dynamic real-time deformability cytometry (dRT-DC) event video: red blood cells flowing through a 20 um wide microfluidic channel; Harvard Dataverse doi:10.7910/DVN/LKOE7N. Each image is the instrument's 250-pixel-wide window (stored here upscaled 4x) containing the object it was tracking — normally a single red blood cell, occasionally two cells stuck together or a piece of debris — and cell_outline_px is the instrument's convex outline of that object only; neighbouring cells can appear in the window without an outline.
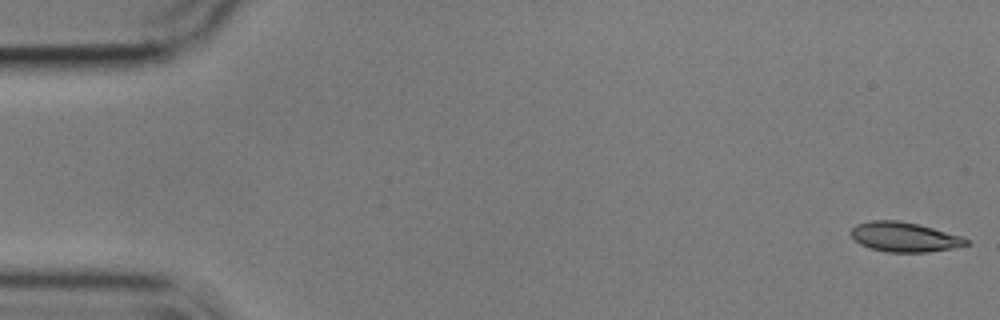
{"species": "common noctule bat (a hibernating species)", "species_latin": "Nyctalus noctula", "temperature_condition": "cold", "stored_images_in_passage": 35, "camera_frame_rate_fps": 3000, "um_per_image_px": 0.085, "animal": {"sex": "male", "body_mass_g": 17.9}, "frame": {"image": 1, "passage_image": 1, "time_ms": 0.0, "image_size_px": [1000, 320], "cell_outline_px": [[968, 244], [952, 248], [928, 252], [888, 252], [872, 248], [860, 244], [852, 236], [852, 228], [856, 224], [872, 220], [896, 220], [920, 224], [964, 236], [968, 240]], "centroid_in_image_um": [76.91, 20.13], "position_along_channel_um": 8.1, "area_um2": 19.88}}
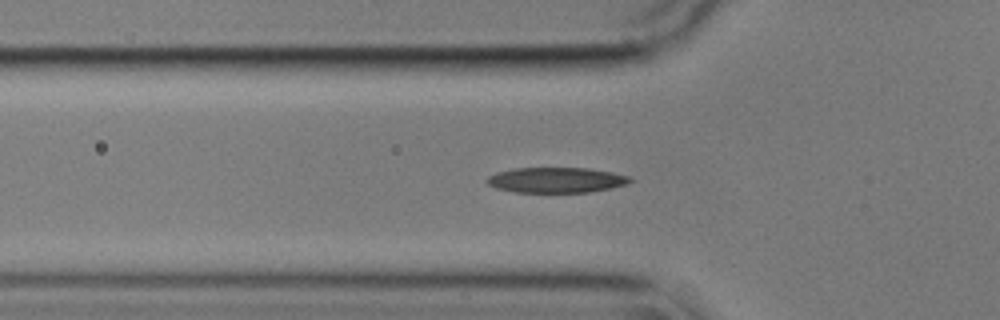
{"frame": {"image": 2, "passage_image": 18, "time_ms": 5.667, "image_size_px": [1000, 320], "cell_outline_px": [[632, 180], [628, 184], [612, 188], [592, 192], [512, 192], [496, 188], [488, 184], [484, 180], [488, 176], [496, 172], [512, 168], [588, 168], [612, 172], [628, 176]], "centroid_in_image_um": [47.25, 15.3], "position_along_channel_um": 78.5, "area_um2": 21.33}}
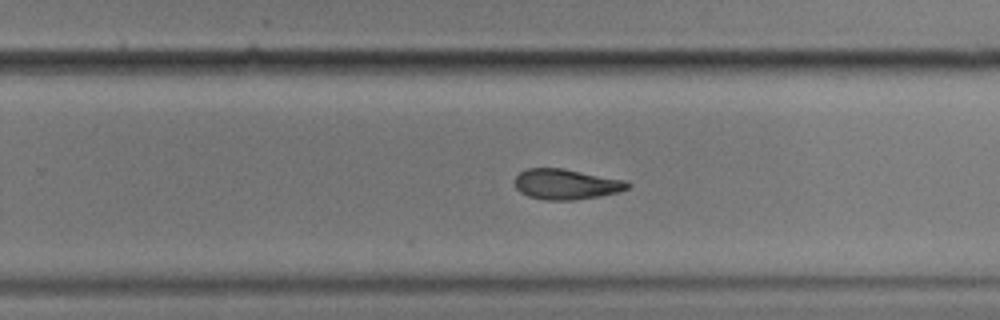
{"frame": {"image": 3, "passage_image": 35, "time_ms": 11.333, "image_size_px": [1000, 320], "cell_outline_px": [[632, 184], [628, 188], [620, 192], [600, 196], [576, 200], [544, 200], [528, 196], [520, 192], [516, 188], [516, 176], [524, 168], [564, 168], [624, 180]], "centroid_in_image_um": [48.13, 15.66], "position_along_channel_um": 281.7, "area_um2": 20.11}}